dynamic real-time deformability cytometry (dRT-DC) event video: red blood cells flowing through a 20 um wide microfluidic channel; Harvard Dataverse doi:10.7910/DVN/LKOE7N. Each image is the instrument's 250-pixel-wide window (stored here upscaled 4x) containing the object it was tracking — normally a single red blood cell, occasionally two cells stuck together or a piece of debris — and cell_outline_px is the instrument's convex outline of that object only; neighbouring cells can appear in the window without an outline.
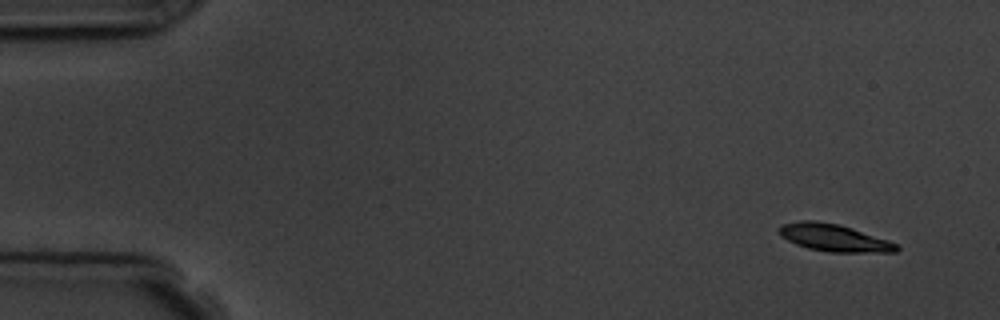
{"species": "common noctule bat (a hibernating species)", "species_latin": "Nyctalus noctula", "temperature_condition": "room temperature", "stored_images_in_passage": 5, "camera_frame_rate_fps": 3000, "um_per_image_px": 0.085, "animal": {"sex": "male", "body_mass_g": 19.5, "forearm_length_mm": 54.6}, "frame": {"image": 1, "passage_image": 1, "time_ms": 0.0, "image_size_px": [1000, 320], "cell_outline_px": [[900, 248], [896, 252], [828, 252], [808, 248], [796, 244], [780, 236], [780, 228], [784, 224], [800, 220], [816, 220], [840, 224], [888, 240], [896, 244]], "centroid_in_image_um": [70.9, 20.21], "position_along_channel_um": 14.1, "area_um2": 18.55}}
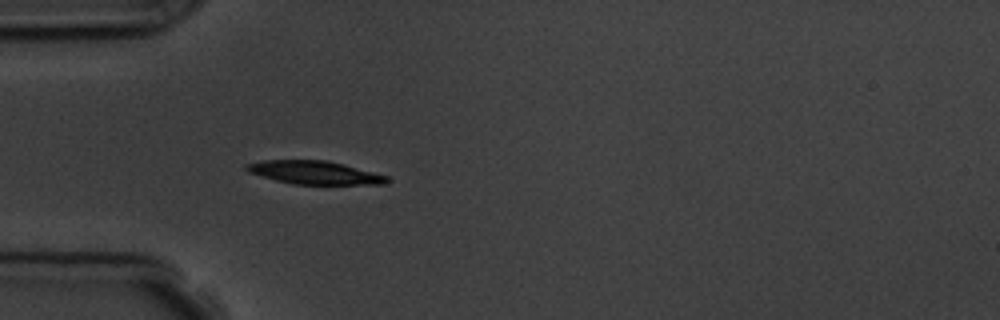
{"frame": {"image": 2, "passage_image": 5, "time_ms": 4.333, "image_size_px": [1000, 320], "cell_outline_px": [[392, 180], [388, 184], [292, 184], [276, 180], [248, 172], [244, 168], [244, 164], [264, 160], [328, 160], [388, 176]], "centroid_in_image_um": [26.75, 14.67], "position_along_channel_um": 58.3, "area_um2": 19.07}}